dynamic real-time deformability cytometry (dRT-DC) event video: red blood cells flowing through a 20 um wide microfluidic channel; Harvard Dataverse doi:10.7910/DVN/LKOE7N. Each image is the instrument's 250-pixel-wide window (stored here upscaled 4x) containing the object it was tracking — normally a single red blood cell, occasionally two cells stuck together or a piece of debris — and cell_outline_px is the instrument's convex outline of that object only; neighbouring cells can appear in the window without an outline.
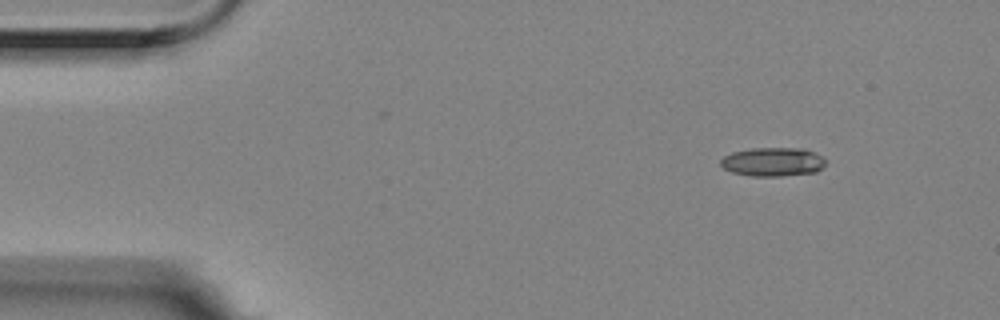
{"species": "Egyptian fruit bat (a non-hibernating species)", "species_latin": "Rousettus aegyptiacus", "temperature_condition": "room temperature", "stored_images_in_passage": 6, "camera_frame_rate_fps": 3000, "um_per_image_px": 0.085, "animal": {"sex": "female"}, "frame": {"image": 1, "passage_image": 6, "time_ms": 1.667, "image_size_px": [1000, 320], "cell_outline_px": [[824, 164], [816, 172], [780, 176], [752, 176], [732, 172], [724, 168], [720, 164], [720, 160], [724, 156], [732, 152], [752, 148], [804, 148], [820, 156], [824, 160]], "centroid_in_image_um": [65.65, 13.75], "position_along_channel_um": 19.4, "area_um2": 17.46}}